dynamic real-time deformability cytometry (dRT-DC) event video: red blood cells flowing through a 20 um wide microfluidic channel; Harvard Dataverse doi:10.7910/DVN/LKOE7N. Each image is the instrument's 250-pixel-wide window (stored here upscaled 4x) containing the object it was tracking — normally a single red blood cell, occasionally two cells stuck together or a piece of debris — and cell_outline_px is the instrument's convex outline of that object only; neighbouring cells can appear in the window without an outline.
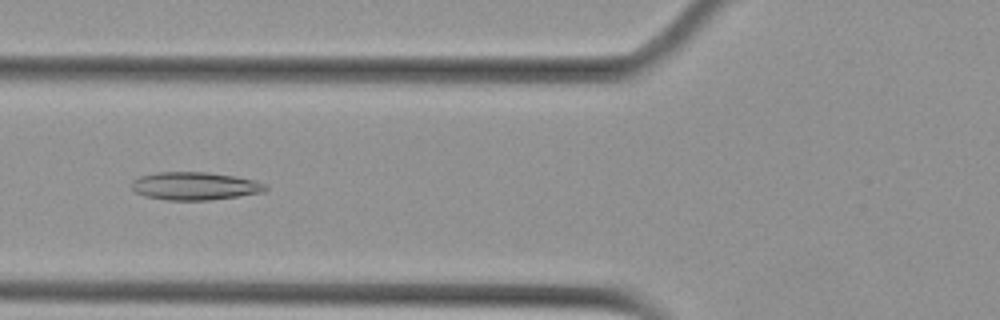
{"species": "Egyptian fruit bat (a non-hibernating species)", "species_latin": "Rousettus aegyptiacus", "temperature_condition": "cold", "stored_images_in_passage": 57, "camera_frame_rate_fps": 3000, "um_per_image_px": 0.085, "animal": {"sex": "female"}, "frame": {"image": 1, "passage_image": 22, "time_ms": 7.0, "image_size_px": [1000, 320], "cell_outline_px": [[268, 188], [264, 192], [208, 200], [168, 200], [144, 196], [136, 192], [132, 188], [132, 180], [140, 176], [156, 172], [208, 172], [232, 176], [252, 180], [264, 184]], "centroid_in_image_um": [16.51, 15.81], "position_along_channel_um": 109.3, "area_um2": 21.56}}
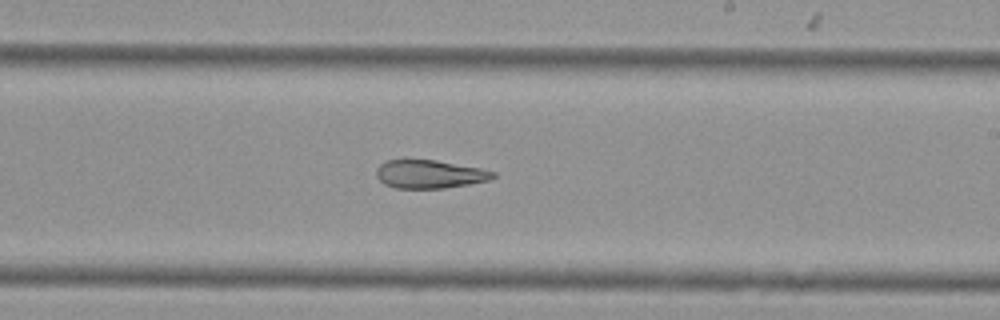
{"frame": {"image": 2, "passage_image": 34, "time_ms": 11.0, "image_size_px": [1000, 320], "cell_outline_px": [[496, 176], [488, 180], [468, 184], [444, 188], [396, 188], [384, 184], [376, 176], [376, 168], [380, 164], [388, 160], [436, 160], [480, 168], [496, 172]], "centroid_in_image_um": [36.5, 14.8], "position_along_channel_um": 252.5, "area_um2": 19.13}}
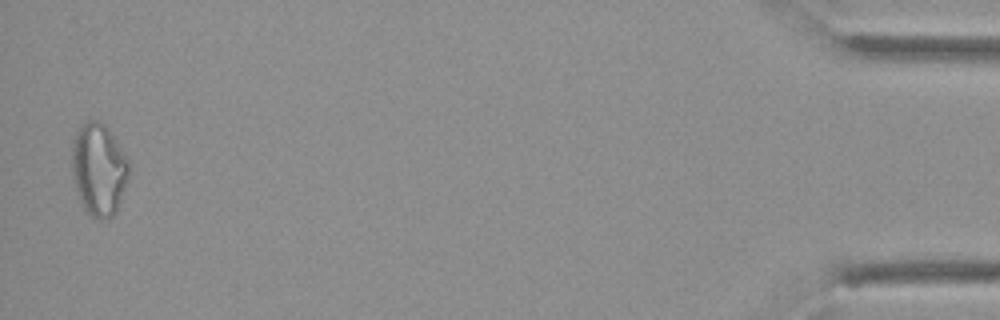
{"frame": {"image": 3, "passage_image": 56, "time_ms": 18.333, "image_size_px": [1000, 320], "cell_outline_px": [[132, 164], [128, 180], [116, 212], [112, 216], [100, 220], [92, 216], [84, 208], [76, 192], [72, 176], [72, 140], [80, 124], [88, 120], [96, 120], [104, 124], [108, 128]], "centroid_in_image_um": [8.41, 14.38], "position_along_channel_um": 426.8, "area_um2": 31.15}, "authors_computed_cell_mechanics": {"area_um2": 24.4494, "velocity_mm_per_s": 3.5895, "shape_relaxation_time_tau1_ms": null, "shape_relaxation_time_tau2_ms": 4.2724, "deformation_change_tau1": null, "deformation_change_tau2": 0.1359}}